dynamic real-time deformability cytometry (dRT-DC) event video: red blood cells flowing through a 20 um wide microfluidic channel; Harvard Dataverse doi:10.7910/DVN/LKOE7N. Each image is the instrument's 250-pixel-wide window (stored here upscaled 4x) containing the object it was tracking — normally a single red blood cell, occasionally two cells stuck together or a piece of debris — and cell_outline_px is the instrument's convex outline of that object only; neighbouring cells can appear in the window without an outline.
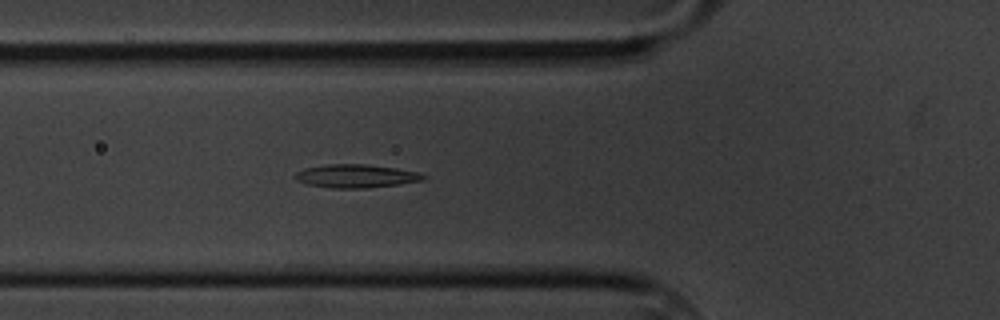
{"species": "common noctule bat (a hibernating species)", "species_latin": "Nyctalus noctula", "temperature_condition": "cold", "stored_images_in_passage": 43, "camera_frame_rate_fps": 3000, "um_per_image_px": 0.085, "animal": {"sex": "male", "body_mass_g": 20.1, "forearm_length_mm": 53.5}, "frame": {"image": 1, "passage_image": 5, "time_ms": 1.333, "image_size_px": [1000, 320], "cell_outline_px": [[428, 176], [424, 180], [400, 184], [368, 188], [332, 188], [304, 184], [296, 180], [292, 176], [296, 172], [304, 168], [328, 164], [364, 164], [396, 168], [420, 172]], "centroid_in_image_um": [30.25, 14.97], "position_along_channel_um": 95.5, "area_um2": 17.69}}
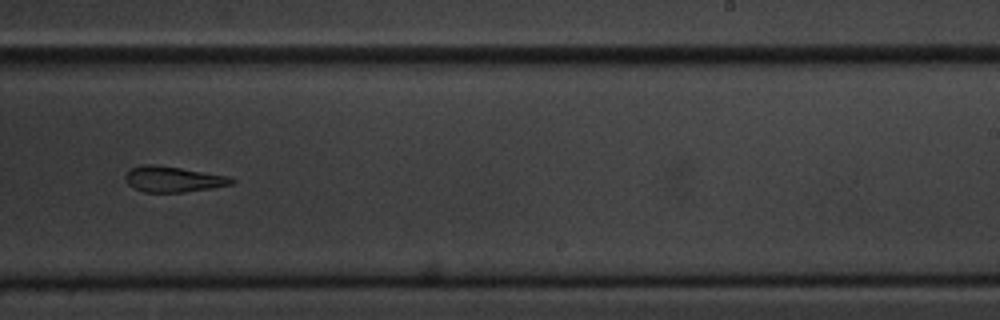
{"frame": {"image": 2, "passage_image": 21, "time_ms": 6.667, "image_size_px": [1000, 320], "cell_outline_px": [[236, 180], [232, 184], [212, 188], [184, 192], [144, 192], [132, 188], [124, 180], [124, 176], [132, 168], [144, 164], [152, 164], [180, 168], [228, 176]], "centroid_in_image_um": [14.69, 15.24], "position_along_channel_um": 274.3, "area_um2": 15.84}}
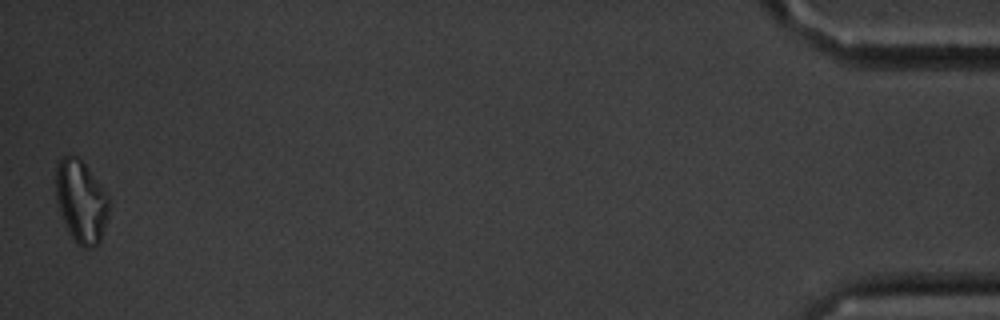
{"frame": {"image": 3, "passage_image": 43, "time_ms": 14.0, "image_size_px": [1000, 320], "cell_outline_px": [[112, 204], [100, 244], [92, 248], [84, 248], [72, 236], [64, 220], [56, 200], [56, 164], [64, 156], [76, 156], [84, 164], [104, 188]], "centroid_in_image_um": [6.95, 17.13], "position_along_channel_um": 428.3, "area_um2": 25.49}, "authors_computed_cell_mechanics": {"area_um2": 17.34, "velocity_mm_per_s": 3.3402, "shape_relaxation_time_tau1_ms": null, "shape_relaxation_time_tau2_ms": 5.371, "deformation_change_tau1": null, "deformation_change_tau2": 0.1601}}